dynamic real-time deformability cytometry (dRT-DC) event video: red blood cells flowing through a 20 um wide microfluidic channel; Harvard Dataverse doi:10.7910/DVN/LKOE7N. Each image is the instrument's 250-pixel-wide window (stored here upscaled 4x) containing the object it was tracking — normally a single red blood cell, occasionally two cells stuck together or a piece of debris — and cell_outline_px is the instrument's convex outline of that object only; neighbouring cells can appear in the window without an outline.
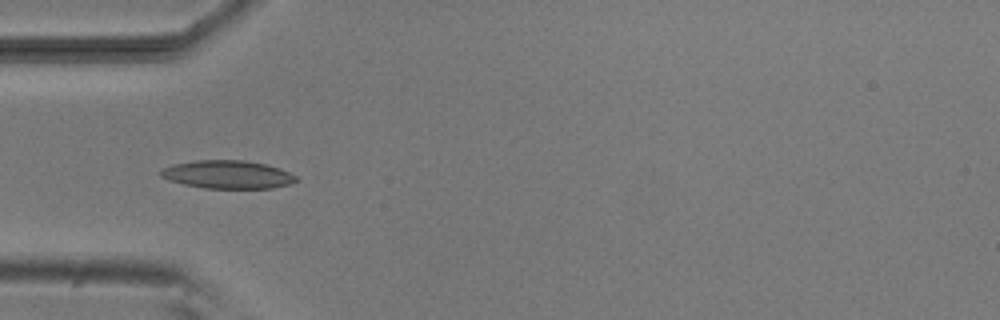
{"species": "common noctule bat (a hibernating species)", "species_latin": "Nyctalus noctula", "temperature_condition": "room temperature", "stored_images_in_passage": 6, "camera_frame_rate_fps": 3000, "um_per_image_px": 0.085, "animal": {"sex": "male", "body_mass_g": 20.5, "forearm_length_mm": 52.5}, "frame": {"image": 1, "passage_image": 4, "time_ms": 4.333, "image_size_px": [1000, 320], "cell_outline_px": [[300, 180], [292, 184], [272, 188], [204, 188], [184, 184], [168, 180], [160, 176], [160, 172], [164, 168], [176, 164], [196, 160], [244, 160], [268, 164], [280, 168], [296, 176]], "centroid_in_image_um": [19.41, 14.83], "position_along_channel_um": 65.6, "area_um2": 22.25}}
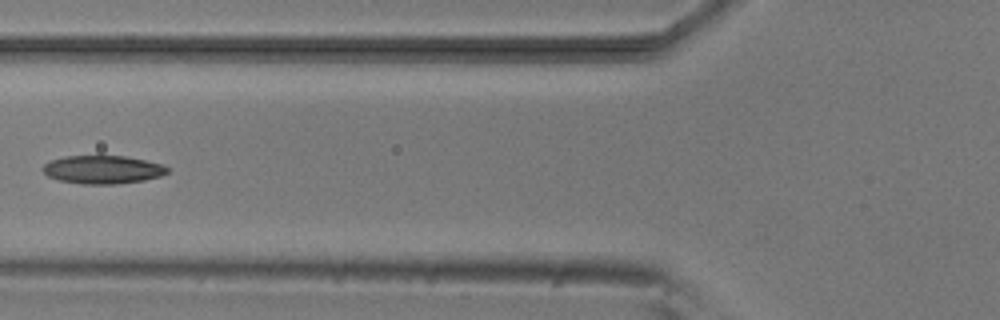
{"frame": {"image": 2, "passage_image": 5, "time_ms": 5.667, "image_size_px": [1000, 320], "cell_outline_px": [[168, 172], [160, 176], [144, 180], [116, 184], [80, 184], [60, 180], [48, 176], [40, 168], [44, 164], [52, 160], [64, 156], [124, 156], [144, 160], [160, 164], [168, 168]], "centroid_in_image_um": [8.7, 14.42], "position_along_channel_um": 117.1, "area_um2": 20.35}}
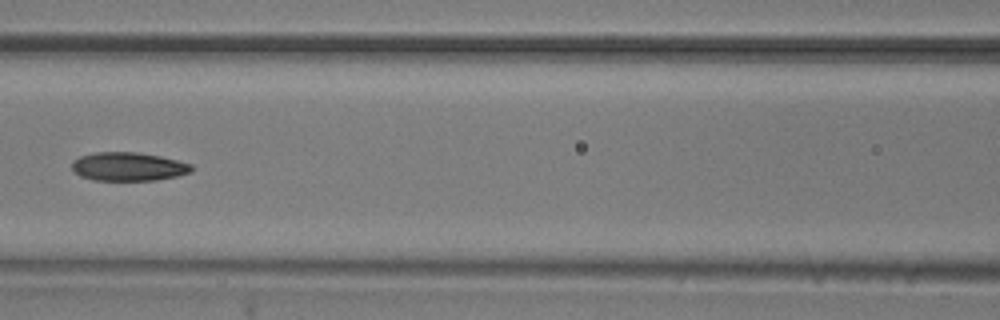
{"frame": {"image": 3, "passage_image": 6, "time_ms": 6.667, "image_size_px": [1000, 320], "cell_outline_px": [[192, 172], [176, 176], [156, 180], [92, 180], [80, 176], [72, 168], [72, 160], [80, 156], [96, 152], [136, 152], [160, 156], [192, 164]], "centroid_in_image_um": [10.9, 14.16], "position_along_channel_um": 155.7, "area_um2": 19.88}}